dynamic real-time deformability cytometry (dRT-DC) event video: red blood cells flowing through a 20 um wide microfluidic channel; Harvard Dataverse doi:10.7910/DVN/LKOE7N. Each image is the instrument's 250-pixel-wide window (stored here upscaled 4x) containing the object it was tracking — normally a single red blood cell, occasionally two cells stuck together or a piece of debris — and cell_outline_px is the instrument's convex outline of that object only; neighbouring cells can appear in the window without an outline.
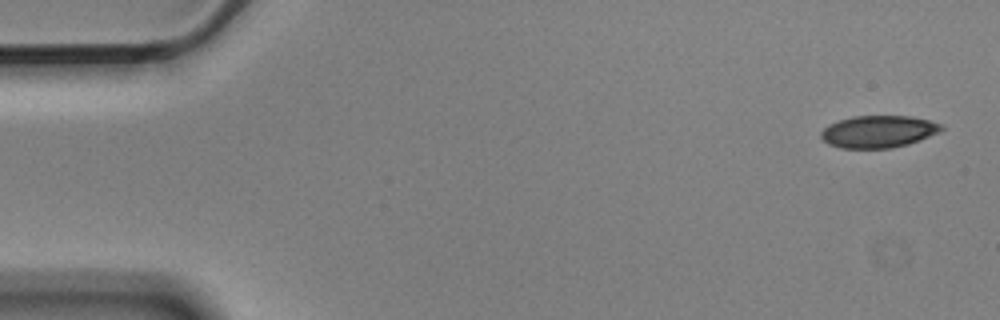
{"species": "Egyptian fruit bat (a non-hibernating species)", "species_latin": "Rousettus aegyptiacus", "temperature_condition": "cold", "stored_images_in_passage": 4, "camera_frame_rate_fps": 3000, "um_per_image_px": 0.085, "animal": {"sex": "male"}, "frame": {"image": 1, "passage_image": 1, "time_ms": 0.0, "image_size_px": [1000, 320], "cell_outline_px": [[944, 128], [940, 132], [920, 140], [908, 144], [892, 148], [840, 148], [828, 144], [820, 136], [820, 132], [828, 124], [852, 116], [912, 116], [944, 124]], "centroid_in_image_um": [74.68, 11.18], "position_along_channel_um": 10.3, "area_um2": 22.72}}